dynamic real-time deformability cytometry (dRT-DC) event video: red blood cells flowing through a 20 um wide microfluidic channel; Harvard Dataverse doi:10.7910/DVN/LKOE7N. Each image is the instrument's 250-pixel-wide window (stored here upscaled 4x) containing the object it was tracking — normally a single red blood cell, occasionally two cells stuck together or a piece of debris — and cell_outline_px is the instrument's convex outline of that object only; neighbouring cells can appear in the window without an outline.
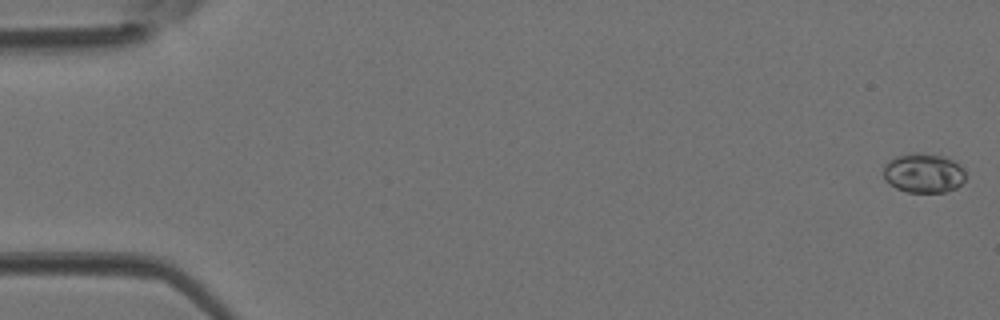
{"species": "Egyptian fruit bat (a non-hibernating species)", "species_latin": "Rousettus aegyptiacus", "temperature_condition": "room temperature", "stored_images_in_passage": 5, "camera_frame_rate_fps": 3000, "um_per_image_px": 0.085, "animal": {"sex": "female"}, "frame": {"image": 1, "passage_image": 1, "time_ms": 0.0, "image_size_px": [1000, 320], "cell_outline_px": [[964, 180], [956, 188], [944, 192], [908, 192], [896, 188], [884, 180], [884, 164], [888, 160], [896, 156], [912, 152], [920, 152], [944, 156], [960, 164], [964, 168]], "centroid_in_image_um": [78.48, 14.69], "position_along_channel_um": 6.5, "area_um2": 19.07}}
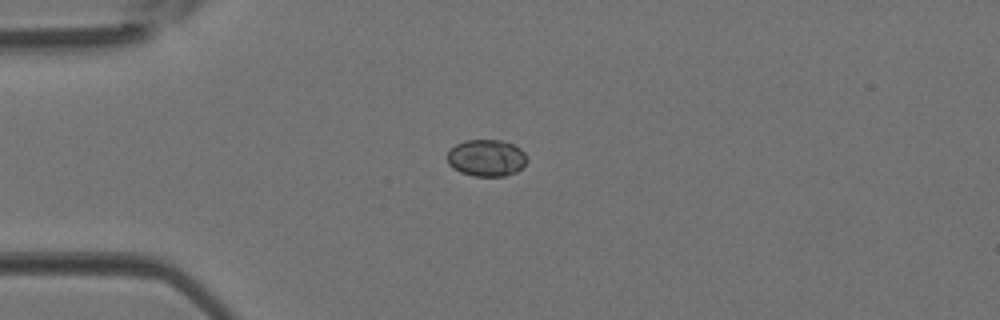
{"frame": {"image": 2, "passage_image": 4, "time_ms": 1.0, "image_size_px": [1000, 320], "cell_outline_px": [[528, 160], [516, 172], [504, 176], [472, 176], [460, 172], [452, 168], [448, 164], [448, 152], [456, 144], [464, 140], [500, 140], [512, 144], [520, 148], [524, 152]], "centroid_in_image_um": [41.34, 13.43], "position_along_channel_um": 43.7, "area_um2": 17.11}}